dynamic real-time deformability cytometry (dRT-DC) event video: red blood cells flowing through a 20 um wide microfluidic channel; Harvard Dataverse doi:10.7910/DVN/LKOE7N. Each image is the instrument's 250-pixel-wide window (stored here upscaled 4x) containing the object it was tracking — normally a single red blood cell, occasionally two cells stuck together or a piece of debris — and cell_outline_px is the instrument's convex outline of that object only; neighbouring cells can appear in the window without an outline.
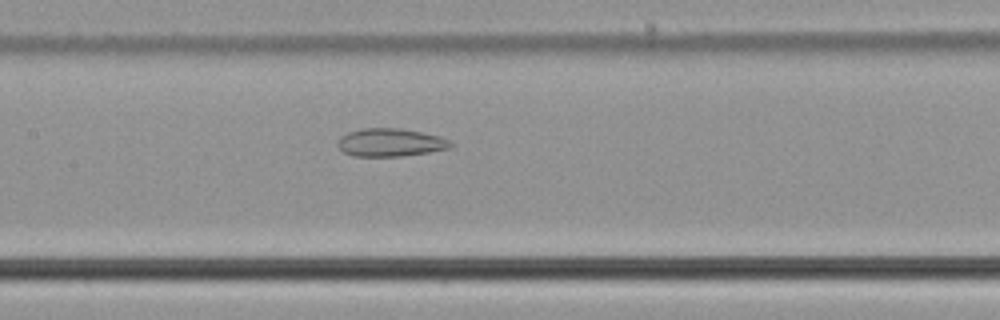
{"species": "common noctule bat (a hibernating species)", "species_latin": "Nyctalus noctula", "temperature_condition": "cold", "stored_images_in_passage": 54, "camera_frame_rate_fps": 3000, "um_per_image_px": 0.085, "animal": {"sex": "male", "body_mass_g": 21.5, "forearm_length_mm": 52.0}, "frame": {"image": 1, "passage_image": 26, "time_ms": 8.333, "image_size_px": [1000, 320], "cell_outline_px": [[452, 144], [448, 148], [428, 152], [400, 156], [352, 156], [344, 152], [336, 144], [336, 140], [340, 136], [348, 132], [360, 128], [400, 128], [440, 136], [448, 140]], "centroid_in_image_um": [33.11, 12.1], "position_along_channel_um": 174.3, "area_um2": 18.38}}
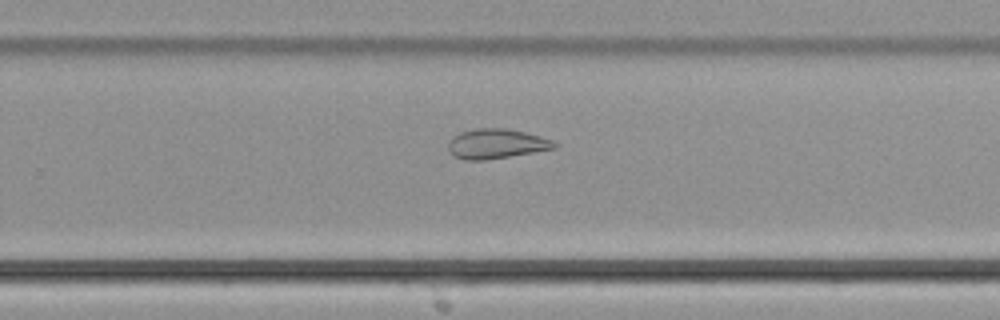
{"frame": {"image": 2, "passage_image": 35, "time_ms": 11.333, "image_size_px": [1000, 320], "cell_outline_px": [[560, 144], [556, 148], [484, 160], [464, 160], [452, 156], [448, 148], [448, 144], [452, 136], [460, 132], [476, 128], [508, 128], [540, 136], [552, 140]], "centroid_in_image_um": [42.17, 12.21], "position_along_channel_um": 287.6, "area_um2": 18.44}}
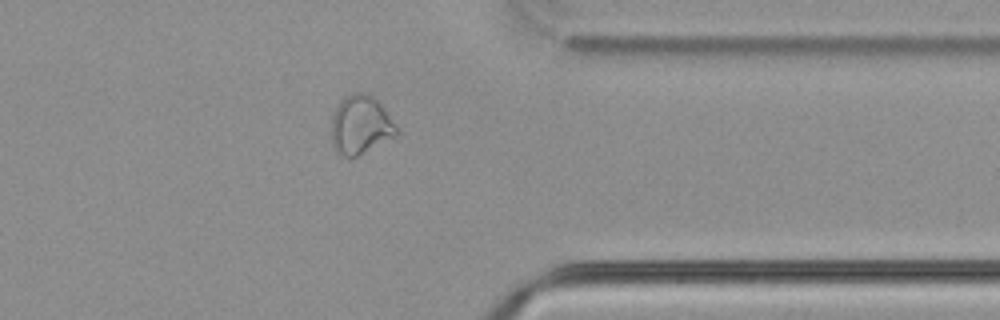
{"frame": {"image": 3, "passage_image": 43, "time_ms": 14.0, "image_size_px": [1000, 320], "cell_outline_px": [[400, 132], [396, 136], [356, 156], [344, 156], [336, 152], [332, 144], [332, 116], [340, 100], [344, 96], [352, 92], [364, 92], [376, 96], [400, 128]], "centroid_in_image_um": [30.69, 10.57], "position_along_channel_um": 380.7, "area_um2": 22.72}, "authors_computed_cell_mechanics": {"area_um2": 24.7384, "velocity_mm_per_s": 3.7897, "shape_relaxation_time_tau1_ms": null, "shape_relaxation_time_tau2_ms": 3.2931, "deformation_change_tau1": null, "deformation_change_tau2": 0.1069}}